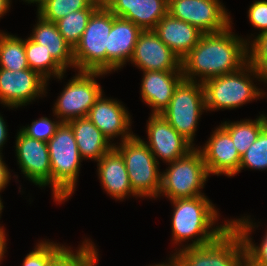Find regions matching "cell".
<instances>
[{"label":"cell","mask_w":267,"mask_h":266,"mask_svg":"<svg viewBox=\"0 0 267 266\" xmlns=\"http://www.w3.org/2000/svg\"><path fill=\"white\" fill-rule=\"evenodd\" d=\"M37 19V24H35L30 38L42 45L65 71L68 67L75 68L73 48L59 33L57 24L43 19L38 14Z\"/></svg>","instance_id":"23"},{"label":"cell","mask_w":267,"mask_h":266,"mask_svg":"<svg viewBox=\"0 0 267 266\" xmlns=\"http://www.w3.org/2000/svg\"><path fill=\"white\" fill-rule=\"evenodd\" d=\"M113 24V13L100 5L91 15L79 42L73 48L77 71L106 73V47Z\"/></svg>","instance_id":"7"},{"label":"cell","mask_w":267,"mask_h":266,"mask_svg":"<svg viewBox=\"0 0 267 266\" xmlns=\"http://www.w3.org/2000/svg\"><path fill=\"white\" fill-rule=\"evenodd\" d=\"M103 95L102 93L91 107L88 119L109 141L118 136H121V141L129 139L134 134L131 131L132 120L127 108L119 100L108 99Z\"/></svg>","instance_id":"17"},{"label":"cell","mask_w":267,"mask_h":266,"mask_svg":"<svg viewBox=\"0 0 267 266\" xmlns=\"http://www.w3.org/2000/svg\"><path fill=\"white\" fill-rule=\"evenodd\" d=\"M153 31L179 58H184L199 42L203 33L195 26L167 13Z\"/></svg>","instance_id":"22"},{"label":"cell","mask_w":267,"mask_h":266,"mask_svg":"<svg viewBox=\"0 0 267 266\" xmlns=\"http://www.w3.org/2000/svg\"><path fill=\"white\" fill-rule=\"evenodd\" d=\"M7 165L3 161V158H0V192L5 189L6 185L10 182L11 180V173L9 172L10 169L6 167Z\"/></svg>","instance_id":"37"},{"label":"cell","mask_w":267,"mask_h":266,"mask_svg":"<svg viewBox=\"0 0 267 266\" xmlns=\"http://www.w3.org/2000/svg\"><path fill=\"white\" fill-rule=\"evenodd\" d=\"M231 29L230 25L220 32L203 33L195 47L181 59L185 80L203 83L236 72L249 62V38H241Z\"/></svg>","instance_id":"1"},{"label":"cell","mask_w":267,"mask_h":266,"mask_svg":"<svg viewBox=\"0 0 267 266\" xmlns=\"http://www.w3.org/2000/svg\"><path fill=\"white\" fill-rule=\"evenodd\" d=\"M56 118L57 120L52 121L48 117H41L38 120L32 121L30 126H23L20 131L32 139L48 142L62 123L58 117Z\"/></svg>","instance_id":"34"},{"label":"cell","mask_w":267,"mask_h":266,"mask_svg":"<svg viewBox=\"0 0 267 266\" xmlns=\"http://www.w3.org/2000/svg\"><path fill=\"white\" fill-rule=\"evenodd\" d=\"M100 5L95 0H45L38 6L37 14L47 21L56 23L71 12L98 8Z\"/></svg>","instance_id":"29"},{"label":"cell","mask_w":267,"mask_h":266,"mask_svg":"<svg viewBox=\"0 0 267 266\" xmlns=\"http://www.w3.org/2000/svg\"><path fill=\"white\" fill-rule=\"evenodd\" d=\"M116 144L114 148L124 159L133 192L139 198H158L162 172L144 140L134 133L129 139Z\"/></svg>","instance_id":"5"},{"label":"cell","mask_w":267,"mask_h":266,"mask_svg":"<svg viewBox=\"0 0 267 266\" xmlns=\"http://www.w3.org/2000/svg\"><path fill=\"white\" fill-rule=\"evenodd\" d=\"M206 111L201 82L183 79L176 87L169 106L161 113L167 122L193 146L197 124Z\"/></svg>","instance_id":"9"},{"label":"cell","mask_w":267,"mask_h":266,"mask_svg":"<svg viewBox=\"0 0 267 266\" xmlns=\"http://www.w3.org/2000/svg\"><path fill=\"white\" fill-rule=\"evenodd\" d=\"M25 53L29 68L38 72L47 81L52 76L59 80L63 79L66 71L42 45L34 42L30 37L25 39Z\"/></svg>","instance_id":"27"},{"label":"cell","mask_w":267,"mask_h":266,"mask_svg":"<svg viewBox=\"0 0 267 266\" xmlns=\"http://www.w3.org/2000/svg\"><path fill=\"white\" fill-rule=\"evenodd\" d=\"M245 168L259 171L267 170V126L241 156L239 172Z\"/></svg>","instance_id":"32"},{"label":"cell","mask_w":267,"mask_h":266,"mask_svg":"<svg viewBox=\"0 0 267 266\" xmlns=\"http://www.w3.org/2000/svg\"><path fill=\"white\" fill-rule=\"evenodd\" d=\"M70 247L41 240L23 260L22 266H52Z\"/></svg>","instance_id":"31"},{"label":"cell","mask_w":267,"mask_h":266,"mask_svg":"<svg viewBox=\"0 0 267 266\" xmlns=\"http://www.w3.org/2000/svg\"><path fill=\"white\" fill-rule=\"evenodd\" d=\"M142 77L141 98L152 108L151 114H161L169 106L176 87L184 79L182 71H144Z\"/></svg>","instance_id":"20"},{"label":"cell","mask_w":267,"mask_h":266,"mask_svg":"<svg viewBox=\"0 0 267 266\" xmlns=\"http://www.w3.org/2000/svg\"><path fill=\"white\" fill-rule=\"evenodd\" d=\"M168 13L202 33L220 32L232 24L230 13L220 0H168Z\"/></svg>","instance_id":"11"},{"label":"cell","mask_w":267,"mask_h":266,"mask_svg":"<svg viewBox=\"0 0 267 266\" xmlns=\"http://www.w3.org/2000/svg\"><path fill=\"white\" fill-rule=\"evenodd\" d=\"M53 199L67 201L76 190L82 158L71 126L62 122L54 136L47 142Z\"/></svg>","instance_id":"3"},{"label":"cell","mask_w":267,"mask_h":266,"mask_svg":"<svg viewBox=\"0 0 267 266\" xmlns=\"http://www.w3.org/2000/svg\"><path fill=\"white\" fill-rule=\"evenodd\" d=\"M97 248H95L78 266H97L98 259V252Z\"/></svg>","instance_id":"38"},{"label":"cell","mask_w":267,"mask_h":266,"mask_svg":"<svg viewBox=\"0 0 267 266\" xmlns=\"http://www.w3.org/2000/svg\"><path fill=\"white\" fill-rule=\"evenodd\" d=\"M221 126L230 134L240 157L255 142L260 132L267 126L265 114L256 120L245 119L234 122H223Z\"/></svg>","instance_id":"25"},{"label":"cell","mask_w":267,"mask_h":266,"mask_svg":"<svg viewBox=\"0 0 267 266\" xmlns=\"http://www.w3.org/2000/svg\"><path fill=\"white\" fill-rule=\"evenodd\" d=\"M24 2H27L28 4L31 3H36L37 6H39L40 4H42L45 0H23Z\"/></svg>","instance_id":"43"},{"label":"cell","mask_w":267,"mask_h":266,"mask_svg":"<svg viewBox=\"0 0 267 266\" xmlns=\"http://www.w3.org/2000/svg\"><path fill=\"white\" fill-rule=\"evenodd\" d=\"M148 119L146 132L149 141H144V143L159 164L158 158L169 164L185 156L194 148L161 114H151Z\"/></svg>","instance_id":"13"},{"label":"cell","mask_w":267,"mask_h":266,"mask_svg":"<svg viewBox=\"0 0 267 266\" xmlns=\"http://www.w3.org/2000/svg\"><path fill=\"white\" fill-rule=\"evenodd\" d=\"M90 239H85L76 251L69 248L52 266H78L96 246Z\"/></svg>","instance_id":"35"},{"label":"cell","mask_w":267,"mask_h":266,"mask_svg":"<svg viewBox=\"0 0 267 266\" xmlns=\"http://www.w3.org/2000/svg\"><path fill=\"white\" fill-rule=\"evenodd\" d=\"M203 156L208 174L233 177L239 173L241 157L230 134L219 125L203 147H197Z\"/></svg>","instance_id":"16"},{"label":"cell","mask_w":267,"mask_h":266,"mask_svg":"<svg viewBox=\"0 0 267 266\" xmlns=\"http://www.w3.org/2000/svg\"><path fill=\"white\" fill-rule=\"evenodd\" d=\"M15 141L17 164L25 178L39 188L51 186V166L47 142L27 137L20 130Z\"/></svg>","instance_id":"14"},{"label":"cell","mask_w":267,"mask_h":266,"mask_svg":"<svg viewBox=\"0 0 267 266\" xmlns=\"http://www.w3.org/2000/svg\"><path fill=\"white\" fill-rule=\"evenodd\" d=\"M130 61L143 72L182 71L181 58L153 30H143L139 34Z\"/></svg>","instance_id":"15"},{"label":"cell","mask_w":267,"mask_h":266,"mask_svg":"<svg viewBox=\"0 0 267 266\" xmlns=\"http://www.w3.org/2000/svg\"><path fill=\"white\" fill-rule=\"evenodd\" d=\"M58 96L53 114L62 122L87 117L91 107L103 93L96 78L107 75L104 72L77 71ZM96 77V78H95Z\"/></svg>","instance_id":"10"},{"label":"cell","mask_w":267,"mask_h":266,"mask_svg":"<svg viewBox=\"0 0 267 266\" xmlns=\"http://www.w3.org/2000/svg\"><path fill=\"white\" fill-rule=\"evenodd\" d=\"M173 255L181 266H244L245 246L242 236L231 225L218 239L204 246H188Z\"/></svg>","instance_id":"8"},{"label":"cell","mask_w":267,"mask_h":266,"mask_svg":"<svg viewBox=\"0 0 267 266\" xmlns=\"http://www.w3.org/2000/svg\"><path fill=\"white\" fill-rule=\"evenodd\" d=\"M67 123L73 130L79 154L84 160L90 159L97 162L115 145L103 135L88 117L76 118Z\"/></svg>","instance_id":"24"},{"label":"cell","mask_w":267,"mask_h":266,"mask_svg":"<svg viewBox=\"0 0 267 266\" xmlns=\"http://www.w3.org/2000/svg\"><path fill=\"white\" fill-rule=\"evenodd\" d=\"M47 82L30 68L20 71L0 68V104L12 110L26 106L46 95Z\"/></svg>","instance_id":"12"},{"label":"cell","mask_w":267,"mask_h":266,"mask_svg":"<svg viewBox=\"0 0 267 266\" xmlns=\"http://www.w3.org/2000/svg\"><path fill=\"white\" fill-rule=\"evenodd\" d=\"M143 30L133 22L116 17L108 35L106 47V73L121 69L131 60L139 34Z\"/></svg>","instance_id":"18"},{"label":"cell","mask_w":267,"mask_h":266,"mask_svg":"<svg viewBox=\"0 0 267 266\" xmlns=\"http://www.w3.org/2000/svg\"><path fill=\"white\" fill-rule=\"evenodd\" d=\"M248 44L249 63L267 81V32L254 37Z\"/></svg>","instance_id":"33"},{"label":"cell","mask_w":267,"mask_h":266,"mask_svg":"<svg viewBox=\"0 0 267 266\" xmlns=\"http://www.w3.org/2000/svg\"><path fill=\"white\" fill-rule=\"evenodd\" d=\"M105 6L142 30H153L168 13V0H108Z\"/></svg>","instance_id":"19"},{"label":"cell","mask_w":267,"mask_h":266,"mask_svg":"<svg viewBox=\"0 0 267 266\" xmlns=\"http://www.w3.org/2000/svg\"><path fill=\"white\" fill-rule=\"evenodd\" d=\"M97 162L98 178L110 197L122 201L132 195L138 197L131 188L124 159L114 147Z\"/></svg>","instance_id":"21"},{"label":"cell","mask_w":267,"mask_h":266,"mask_svg":"<svg viewBox=\"0 0 267 266\" xmlns=\"http://www.w3.org/2000/svg\"><path fill=\"white\" fill-rule=\"evenodd\" d=\"M168 263H158V264H153L152 266H181V263L178 261V259L173 255L171 254V256L169 257V259L167 260Z\"/></svg>","instance_id":"41"},{"label":"cell","mask_w":267,"mask_h":266,"mask_svg":"<svg viewBox=\"0 0 267 266\" xmlns=\"http://www.w3.org/2000/svg\"><path fill=\"white\" fill-rule=\"evenodd\" d=\"M11 7V0H0V18L6 15Z\"/></svg>","instance_id":"42"},{"label":"cell","mask_w":267,"mask_h":266,"mask_svg":"<svg viewBox=\"0 0 267 266\" xmlns=\"http://www.w3.org/2000/svg\"><path fill=\"white\" fill-rule=\"evenodd\" d=\"M96 9L97 8H86L77 10L56 22L59 33L72 48L79 42L92 13Z\"/></svg>","instance_id":"30"},{"label":"cell","mask_w":267,"mask_h":266,"mask_svg":"<svg viewBox=\"0 0 267 266\" xmlns=\"http://www.w3.org/2000/svg\"><path fill=\"white\" fill-rule=\"evenodd\" d=\"M263 83H266L267 84V81L266 82H263ZM265 119H266V123H267V115L265 116Z\"/></svg>","instance_id":"46"},{"label":"cell","mask_w":267,"mask_h":266,"mask_svg":"<svg viewBox=\"0 0 267 266\" xmlns=\"http://www.w3.org/2000/svg\"><path fill=\"white\" fill-rule=\"evenodd\" d=\"M173 208L172 241L179 249L204 246L218 239L231 226V219L215 227L219 213L207 196L170 200ZM217 220V221H216ZM214 225V227H213ZM194 239V240H192ZM192 243L182 245V242Z\"/></svg>","instance_id":"2"},{"label":"cell","mask_w":267,"mask_h":266,"mask_svg":"<svg viewBox=\"0 0 267 266\" xmlns=\"http://www.w3.org/2000/svg\"><path fill=\"white\" fill-rule=\"evenodd\" d=\"M248 18L249 23L257 28L259 31L258 35L267 32V0L254 1L249 6Z\"/></svg>","instance_id":"36"},{"label":"cell","mask_w":267,"mask_h":266,"mask_svg":"<svg viewBox=\"0 0 267 266\" xmlns=\"http://www.w3.org/2000/svg\"><path fill=\"white\" fill-rule=\"evenodd\" d=\"M252 78L263 82L261 74L248 62L236 72L204 81L202 84L206 112L222 109L232 110L265 97L266 93L254 84Z\"/></svg>","instance_id":"4"},{"label":"cell","mask_w":267,"mask_h":266,"mask_svg":"<svg viewBox=\"0 0 267 266\" xmlns=\"http://www.w3.org/2000/svg\"><path fill=\"white\" fill-rule=\"evenodd\" d=\"M6 232L5 231H1L0 230V264H1V260H3V258L5 257V253H6V251H7V248H6V245H7V243H6V241H7V239H6V234H5Z\"/></svg>","instance_id":"40"},{"label":"cell","mask_w":267,"mask_h":266,"mask_svg":"<svg viewBox=\"0 0 267 266\" xmlns=\"http://www.w3.org/2000/svg\"><path fill=\"white\" fill-rule=\"evenodd\" d=\"M0 68L11 71L29 68L25 53V38L0 31Z\"/></svg>","instance_id":"28"},{"label":"cell","mask_w":267,"mask_h":266,"mask_svg":"<svg viewBox=\"0 0 267 266\" xmlns=\"http://www.w3.org/2000/svg\"><path fill=\"white\" fill-rule=\"evenodd\" d=\"M96 2L102 4V5H105V3L108 1V0H95Z\"/></svg>","instance_id":"45"},{"label":"cell","mask_w":267,"mask_h":266,"mask_svg":"<svg viewBox=\"0 0 267 266\" xmlns=\"http://www.w3.org/2000/svg\"><path fill=\"white\" fill-rule=\"evenodd\" d=\"M8 129H7V125L6 122L4 121L3 117L0 114V153L2 154V150H3V145L6 143V141L8 140L7 136H8Z\"/></svg>","instance_id":"39"},{"label":"cell","mask_w":267,"mask_h":266,"mask_svg":"<svg viewBox=\"0 0 267 266\" xmlns=\"http://www.w3.org/2000/svg\"><path fill=\"white\" fill-rule=\"evenodd\" d=\"M167 165L168 169L161 175V190L158 197L165 195L169 200H174L205 195L201 189L210 175L197 146L185 156Z\"/></svg>","instance_id":"6"},{"label":"cell","mask_w":267,"mask_h":266,"mask_svg":"<svg viewBox=\"0 0 267 266\" xmlns=\"http://www.w3.org/2000/svg\"><path fill=\"white\" fill-rule=\"evenodd\" d=\"M250 219V216L232 219L231 225L242 236L245 246L246 264L248 266H267V230L262 242L257 246L249 235L257 225L256 222L253 223Z\"/></svg>","instance_id":"26"},{"label":"cell","mask_w":267,"mask_h":266,"mask_svg":"<svg viewBox=\"0 0 267 266\" xmlns=\"http://www.w3.org/2000/svg\"><path fill=\"white\" fill-rule=\"evenodd\" d=\"M3 207H4L3 206V202H2V199H1V196H0V218H1V213H2ZM0 230L1 231H5L3 226H0Z\"/></svg>","instance_id":"44"}]
</instances>
